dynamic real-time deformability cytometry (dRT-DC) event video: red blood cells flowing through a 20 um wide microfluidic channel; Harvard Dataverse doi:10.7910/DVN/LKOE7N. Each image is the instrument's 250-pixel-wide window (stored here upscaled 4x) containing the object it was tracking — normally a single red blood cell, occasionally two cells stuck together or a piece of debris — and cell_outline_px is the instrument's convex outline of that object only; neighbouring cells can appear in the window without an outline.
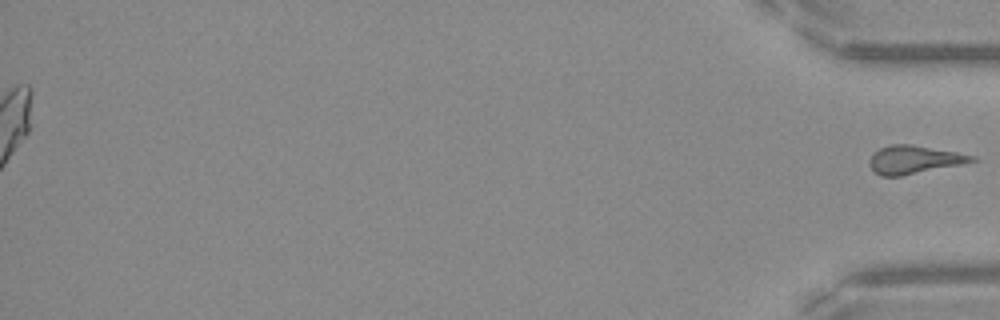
{"species": "Egyptian fruit bat (a non-hibernating species)", "species_latin": "Rousettus aegyptiacus", "temperature_condition": "warm", "stored_images_in_passage": 52, "segment_of_instrument_passage": [2, 2], "camera_frame_rate_fps": 3000, "um_per_image_px": 0.085, "frame": {"image": 1, "passage_image": 52, "time_ms": 17.0, "image_size_px": [1000, 320], "cell_outline_px": [[980, 160], [900, 176], [880, 176], [868, 164], [868, 160], [880, 148], [892, 144], [912, 144], [956, 152], [976, 156]], "centroid_in_image_um": [77.71, 13.56], "position_along_channel_um": 357.5, "area_um2": 16.59}}